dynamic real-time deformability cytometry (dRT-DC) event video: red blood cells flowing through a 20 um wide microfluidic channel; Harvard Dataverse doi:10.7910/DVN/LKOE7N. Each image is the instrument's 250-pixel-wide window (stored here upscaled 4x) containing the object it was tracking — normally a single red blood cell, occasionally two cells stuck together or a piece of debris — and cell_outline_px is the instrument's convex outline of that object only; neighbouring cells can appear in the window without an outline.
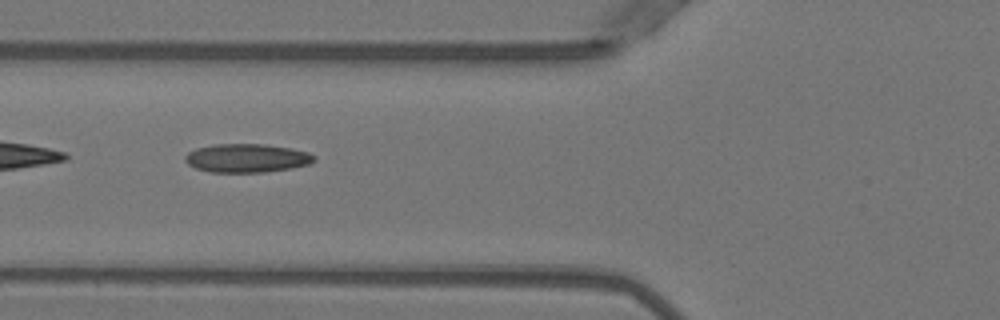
{"species": "Egyptian fruit bat (a non-hibernating species)", "species_latin": "Rousettus aegyptiacus", "temperature_condition": "warm", "stored_images_in_passage": 6, "camera_frame_rate_fps": 3000, "um_per_image_px": 0.085, "animal": {"sex": "female"}, "frame": {"image": 1, "passage_image": 5, "time_ms": 1.333, "image_size_px": [1000, 320], "cell_outline_px": [[316, 160], [308, 164], [288, 168], [264, 172], [212, 172], [196, 168], [188, 164], [184, 160], [184, 156], [188, 152], [196, 148], [216, 144], [264, 144], [292, 148], [308, 152], [316, 156]], "centroid_in_image_um": [20.97, 13.43], "position_along_channel_um": 104.8, "area_um2": 21.44}}
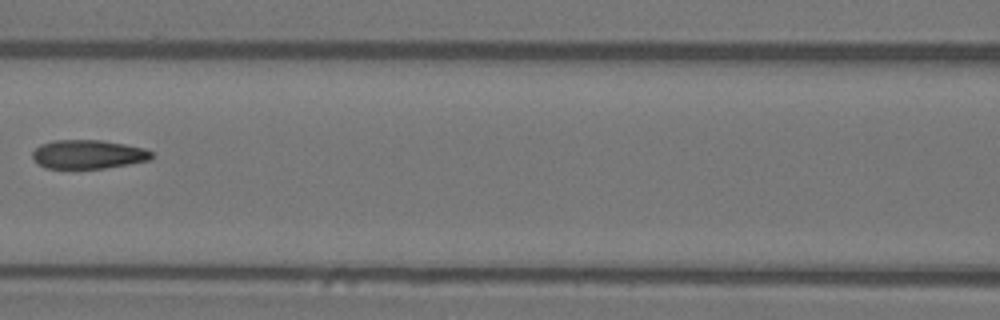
{"frame": {"image": 2, "passage_image": 6, "time_ms": 1.667, "image_size_px": [1000, 320], "cell_outline_px": [[152, 160], [104, 168], [44, 168], [36, 164], [32, 156], [32, 152], [40, 144], [52, 140], [100, 140], [124, 144], [144, 148], [152, 152]], "centroid_in_image_um": [7.46, 13.12], "position_along_channel_um": 159.1, "area_um2": 20.11}}